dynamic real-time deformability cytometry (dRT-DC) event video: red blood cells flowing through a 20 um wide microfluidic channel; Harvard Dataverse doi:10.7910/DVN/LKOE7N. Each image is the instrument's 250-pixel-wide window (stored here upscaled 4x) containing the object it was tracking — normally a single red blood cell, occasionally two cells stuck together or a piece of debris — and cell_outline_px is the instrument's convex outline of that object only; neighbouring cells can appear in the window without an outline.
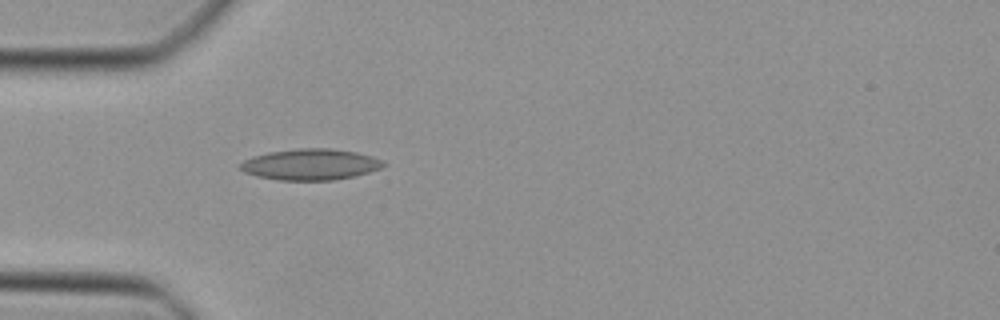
{"species": "Egyptian fruit bat (a non-hibernating species)", "species_latin": "Rousettus aegyptiacus", "temperature_condition": "cold", "stored_images_in_passage": 29, "camera_frame_rate_fps": 3000, "um_per_image_px": 0.085, "animal": {"sex": "female"}, "frame": {"image": 1, "passage_image": 1, "time_ms": 0.0, "image_size_px": [1000, 320], "cell_outline_px": [[384, 164], [380, 168], [368, 172], [352, 176], [332, 180], [280, 180], [256, 176], [244, 172], [240, 168], [240, 164], [244, 160], [252, 156], [268, 152], [300, 148], [332, 148], [356, 152], [372, 156], [380, 160]], "centroid_in_image_um": [26.34, 13.97], "position_along_channel_um": 58.7, "area_um2": 25.72}}
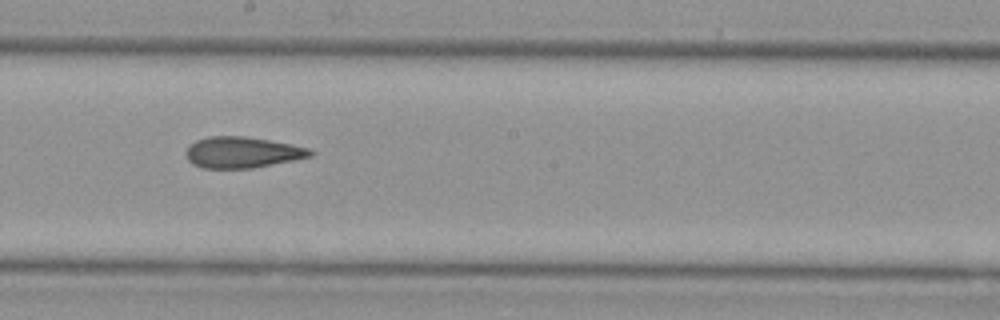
{"frame": {"image": 2, "passage_image": 13, "time_ms": 4.0, "image_size_px": [1000, 320], "cell_outline_px": [[316, 152], [312, 156], [252, 168], [204, 168], [192, 164], [188, 160], [184, 152], [196, 140], [208, 136], [244, 136], [268, 140], [308, 148]], "centroid_in_image_um": [20.56, 12.95], "position_along_channel_um": 227.6, "area_um2": 22.31}}
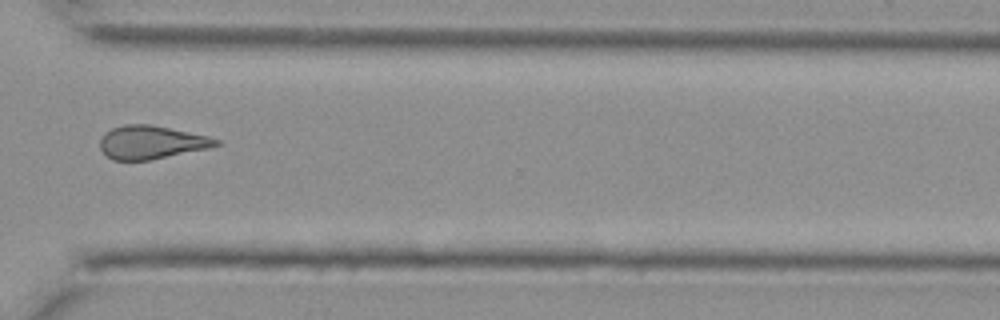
{"frame": {"image": 3, "passage_image": 22, "time_ms": 7.0, "image_size_px": [1000, 320], "cell_outline_px": [[220, 144], [208, 148], [148, 160], [112, 160], [100, 148], [100, 140], [104, 132], [112, 128], [124, 124], [148, 124], [208, 136], [220, 140]], "centroid_in_image_um": [12.83, 12.09], "position_along_channel_um": 357.8, "area_um2": 22.2}}